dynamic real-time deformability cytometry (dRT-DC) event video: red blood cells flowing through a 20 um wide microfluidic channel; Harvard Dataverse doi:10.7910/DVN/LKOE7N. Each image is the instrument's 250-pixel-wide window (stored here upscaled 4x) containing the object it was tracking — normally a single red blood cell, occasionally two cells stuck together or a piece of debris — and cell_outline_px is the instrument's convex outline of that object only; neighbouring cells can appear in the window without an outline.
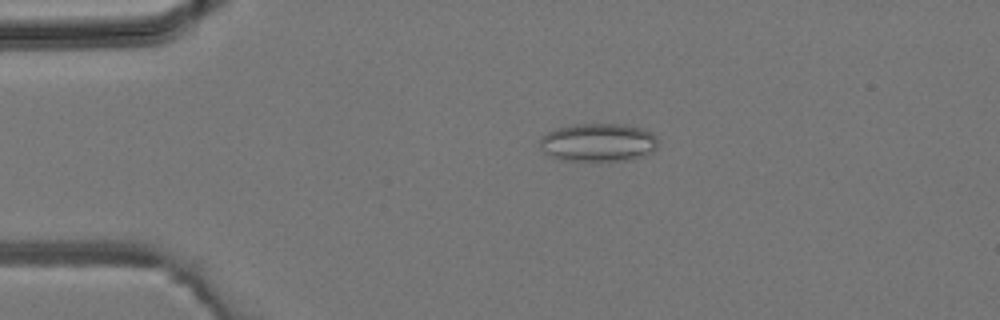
{"species": "common noctule bat (a hibernating species)", "species_latin": "Nyctalus noctula", "temperature_condition": "room temperature", "stored_images_in_passage": 31, "camera_frame_rate_fps": 3000, "um_per_image_px": 0.085, "animal": {"sex": "male", "body_mass_g": 19.2, "forearm_length_mm": 51.8}, "frame": {"image": 1, "passage_image": 1, "time_ms": 0.0, "image_size_px": [1000, 320], "cell_outline_px": [[656, 148], [652, 152], [644, 156], [632, 160], [608, 164], [596, 164], [560, 160], [544, 152], [540, 148], [540, 140], [548, 132], [556, 128], [576, 124], [624, 124], [640, 128], [652, 132], [656, 136]], "centroid_in_image_um": [50.87, 12.18], "position_along_channel_um": 34.1, "area_um2": 27.46}}
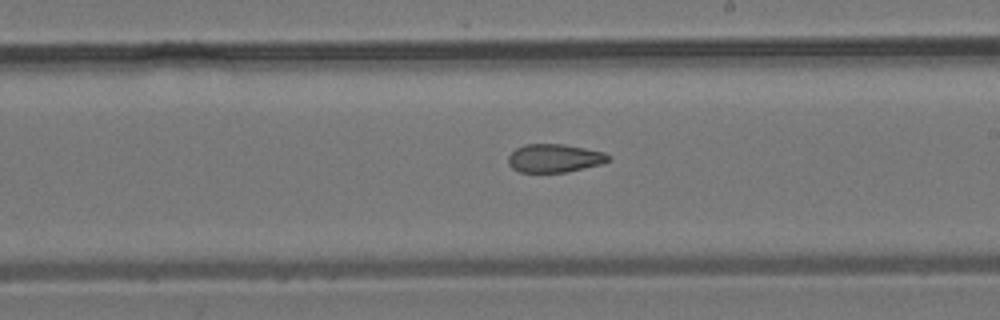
{"frame": {"image": 2, "passage_image": 16, "time_ms": 5.0, "image_size_px": [1000, 320], "cell_outline_px": [[612, 160], [600, 164], [564, 172], [520, 172], [512, 168], [508, 164], [508, 156], [516, 148], [524, 144], [564, 144], [604, 152], [612, 156]], "centroid_in_image_um": [47.13, 13.44], "position_along_channel_um": 241.9, "area_um2": 16.53}}
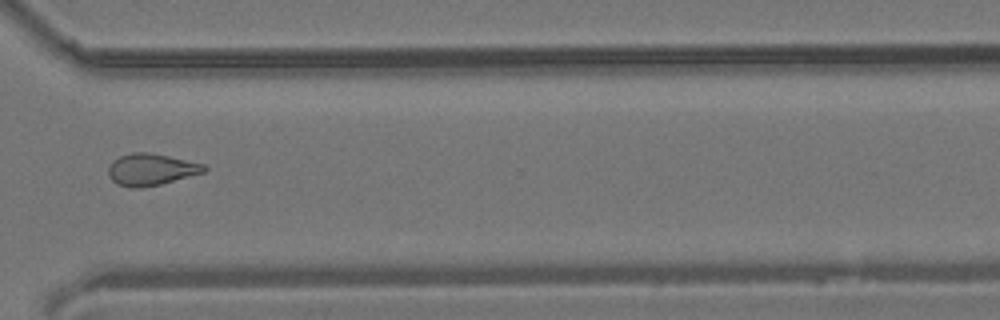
{"frame": {"image": 3, "passage_image": 23, "time_ms": 7.333, "image_size_px": [1000, 320], "cell_outline_px": [[208, 168], [204, 172], [160, 184], [140, 188], [128, 188], [116, 184], [108, 176], [108, 168], [112, 160], [120, 156], [132, 152], [148, 152], [168, 156], [204, 164]], "centroid_in_image_um": [12.79, 14.41], "position_along_channel_um": 357.8, "area_um2": 17.74}}